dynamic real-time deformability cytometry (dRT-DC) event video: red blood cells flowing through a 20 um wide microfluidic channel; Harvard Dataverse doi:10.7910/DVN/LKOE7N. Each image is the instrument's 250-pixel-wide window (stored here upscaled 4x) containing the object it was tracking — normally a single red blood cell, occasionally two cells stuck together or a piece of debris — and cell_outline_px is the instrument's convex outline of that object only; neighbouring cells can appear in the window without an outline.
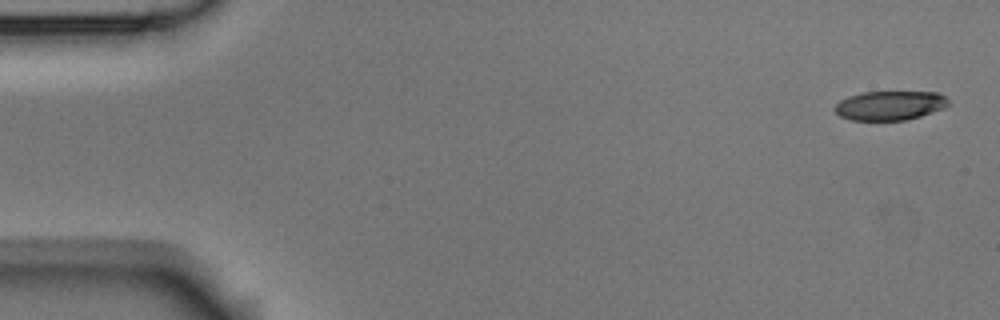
{"species": "Egyptian fruit bat (a non-hibernating species)", "species_latin": "Rousettus aegyptiacus", "temperature_condition": "room temperature", "stored_images_in_passage": 5, "segment_of_instrument_passage": [1, 2], "camera_frame_rate_fps": 3000, "um_per_image_px": 0.085, "animal": {"sex": "male"}, "frame": {"image": 1, "passage_image": 1, "time_ms": 0.0, "image_size_px": [1000, 320], "cell_outline_px": [[948, 104], [944, 108], [920, 116], [904, 120], [852, 120], [840, 116], [832, 108], [840, 100], [848, 96], [860, 92], [940, 92], [948, 100]], "centroid_in_image_um": [75.61, 8.96], "position_along_channel_um": 9.4, "area_um2": 19.36}}
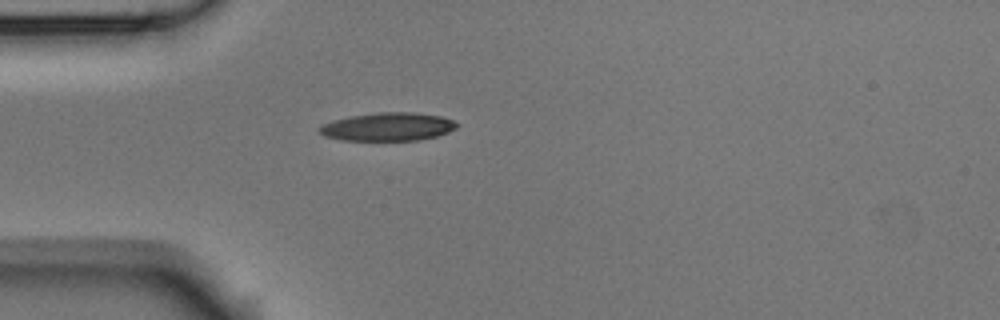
{"frame": {"image": 2, "passage_image": 4, "time_ms": 1.0, "image_size_px": [1000, 320], "cell_outline_px": [[460, 124], [456, 128], [448, 132], [436, 136], [420, 140], [344, 140], [324, 136], [316, 128], [332, 120], [352, 116], [380, 112], [412, 112], [440, 116], [452, 120]], "centroid_in_image_um": [32.98, 10.77], "position_along_channel_um": 52.0, "area_um2": 22.48}}